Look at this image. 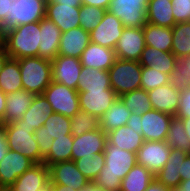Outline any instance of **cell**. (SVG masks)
Listing matches in <instances>:
<instances>
[{
	"instance_id": "14",
	"label": "cell",
	"mask_w": 190,
	"mask_h": 191,
	"mask_svg": "<svg viewBox=\"0 0 190 191\" xmlns=\"http://www.w3.org/2000/svg\"><path fill=\"white\" fill-rule=\"evenodd\" d=\"M173 116L151 109L141 115L144 141H165Z\"/></svg>"
},
{
	"instance_id": "9",
	"label": "cell",
	"mask_w": 190,
	"mask_h": 191,
	"mask_svg": "<svg viewBox=\"0 0 190 191\" xmlns=\"http://www.w3.org/2000/svg\"><path fill=\"white\" fill-rule=\"evenodd\" d=\"M170 152L166 141H144L136 153L137 164L156 175L169 159Z\"/></svg>"
},
{
	"instance_id": "1",
	"label": "cell",
	"mask_w": 190,
	"mask_h": 191,
	"mask_svg": "<svg viewBox=\"0 0 190 191\" xmlns=\"http://www.w3.org/2000/svg\"><path fill=\"white\" fill-rule=\"evenodd\" d=\"M105 165L93 181L110 191H119L121 181L136 165V153L120 149L108 141L104 150Z\"/></svg>"
},
{
	"instance_id": "39",
	"label": "cell",
	"mask_w": 190,
	"mask_h": 191,
	"mask_svg": "<svg viewBox=\"0 0 190 191\" xmlns=\"http://www.w3.org/2000/svg\"><path fill=\"white\" fill-rule=\"evenodd\" d=\"M165 141L170 148L190 153V140H188L184 124L176 116L172 118Z\"/></svg>"
},
{
	"instance_id": "24",
	"label": "cell",
	"mask_w": 190,
	"mask_h": 191,
	"mask_svg": "<svg viewBox=\"0 0 190 191\" xmlns=\"http://www.w3.org/2000/svg\"><path fill=\"white\" fill-rule=\"evenodd\" d=\"M52 113V108L45 96L43 94L35 95L32 104L23 114L22 118L12 123L15 126H27L37 130L44 125V122Z\"/></svg>"
},
{
	"instance_id": "44",
	"label": "cell",
	"mask_w": 190,
	"mask_h": 191,
	"mask_svg": "<svg viewBox=\"0 0 190 191\" xmlns=\"http://www.w3.org/2000/svg\"><path fill=\"white\" fill-rule=\"evenodd\" d=\"M169 83L178 90L190 87L189 69L182 59H178L176 68L169 75Z\"/></svg>"
},
{
	"instance_id": "10",
	"label": "cell",
	"mask_w": 190,
	"mask_h": 191,
	"mask_svg": "<svg viewBox=\"0 0 190 191\" xmlns=\"http://www.w3.org/2000/svg\"><path fill=\"white\" fill-rule=\"evenodd\" d=\"M107 143V133L100 128L73 136L71 160L75 161L81 157L93 158L94 155L104 152Z\"/></svg>"
},
{
	"instance_id": "38",
	"label": "cell",
	"mask_w": 190,
	"mask_h": 191,
	"mask_svg": "<svg viewBox=\"0 0 190 191\" xmlns=\"http://www.w3.org/2000/svg\"><path fill=\"white\" fill-rule=\"evenodd\" d=\"M118 98L133 114L142 115L152 109L149 94L142 88L122 94Z\"/></svg>"
},
{
	"instance_id": "62",
	"label": "cell",
	"mask_w": 190,
	"mask_h": 191,
	"mask_svg": "<svg viewBox=\"0 0 190 191\" xmlns=\"http://www.w3.org/2000/svg\"><path fill=\"white\" fill-rule=\"evenodd\" d=\"M167 191H182V190L178 187H174V188H168Z\"/></svg>"
},
{
	"instance_id": "13",
	"label": "cell",
	"mask_w": 190,
	"mask_h": 191,
	"mask_svg": "<svg viewBox=\"0 0 190 191\" xmlns=\"http://www.w3.org/2000/svg\"><path fill=\"white\" fill-rule=\"evenodd\" d=\"M35 163L20 152L9 150L0 161V187L9 188Z\"/></svg>"
},
{
	"instance_id": "28",
	"label": "cell",
	"mask_w": 190,
	"mask_h": 191,
	"mask_svg": "<svg viewBox=\"0 0 190 191\" xmlns=\"http://www.w3.org/2000/svg\"><path fill=\"white\" fill-rule=\"evenodd\" d=\"M107 141L123 150L137 153L144 143L142 134L136 133L127 125L121 126L107 133Z\"/></svg>"
},
{
	"instance_id": "49",
	"label": "cell",
	"mask_w": 190,
	"mask_h": 191,
	"mask_svg": "<svg viewBox=\"0 0 190 191\" xmlns=\"http://www.w3.org/2000/svg\"><path fill=\"white\" fill-rule=\"evenodd\" d=\"M182 181L190 179V153L186 156L179 170Z\"/></svg>"
},
{
	"instance_id": "63",
	"label": "cell",
	"mask_w": 190,
	"mask_h": 191,
	"mask_svg": "<svg viewBox=\"0 0 190 191\" xmlns=\"http://www.w3.org/2000/svg\"><path fill=\"white\" fill-rule=\"evenodd\" d=\"M0 191H9V188L0 187Z\"/></svg>"
},
{
	"instance_id": "41",
	"label": "cell",
	"mask_w": 190,
	"mask_h": 191,
	"mask_svg": "<svg viewBox=\"0 0 190 191\" xmlns=\"http://www.w3.org/2000/svg\"><path fill=\"white\" fill-rule=\"evenodd\" d=\"M74 162L89 182H93L105 165L104 152L94 155L93 158L81 157Z\"/></svg>"
},
{
	"instance_id": "55",
	"label": "cell",
	"mask_w": 190,
	"mask_h": 191,
	"mask_svg": "<svg viewBox=\"0 0 190 191\" xmlns=\"http://www.w3.org/2000/svg\"><path fill=\"white\" fill-rule=\"evenodd\" d=\"M52 3H56V4H63V5H74V7H81L82 4V0H50Z\"/></svg>"
},
{
	"instance_id": "8",
	"label": "cell",
	"mask_w": 190,
	"mask_h": 191,
	"mask_svg": "<svg viewBox=\"0 0 190 191\" xmlns=\"http://www.w3.org/2000/svg\"><path fill=\"white\" fill-rule=\"evenodd\" d=\"M150 0H111L107 11L120 19L124 27L142 28L147 23Z\"/></svg>"
},
{
	"instance_id": "57",
	"label": "cell",
	"mask_w": 190,
	"mask_h": 191,
	"mask_svg": "<svg viewBox=\"0 0 190 191\" xmlns=\"http://www.w3.org/2000/svg\"><path fill=\"white\" fill-rule=\"evenodd\" d=\"M78 191H110L104 187L96 185L94 182H90L86 187L81 188Z\"/></svg>"
},
{
	"instance_id": "26",
	"label": "cell",
	"mask_w": 190,
	"mask_h": 191,
	"mask_svg": "<svg viewBox=\"0 0 190 191\" xmlns=\"http://www.w3.org/2000/svg\"><path fill=\"white\" fill-rule=\"evenodd\" d=\"M187 155L185 151L171 148L169 159L155 178L167 188L179 187L182 181L179 170Z\"/></svg>"
},
{
	"instance_id": "54",
	"label": "cell",
	"mask_w": 190,
	"mask_h": 191,
	"mask_svg": "<svg viewBox=\"0 0 190 191\" xmlns=\"http://www.w3.org/2000/svg\"><path fill=\"white\" fill-rule=\"evenodd\" d=\"M6 104V94L0 90V124L3 125L5 105Z\"/></svg>"
},
{
	"instance_id": "61",
	"label": "cell",
	"mask_w": 190,
	"mask_h": 191,
	"mask_svg": "<svg viewBox=\"0 0 190 191\" xmlns=\"http://www.w3.org/2000/svg\"><path fill=\"white\" fill-rule=\"evenodd\" d=\"M182 60L186 63V66H187V69H189V75H190V55L184 57Z\"/></svg>"
},
{
	"instance_id": "19",
	"label": "cell",
	"mask_w": 190,
	"mask_h": 191,
	"mask_svg": "<svg viewBox=\"0 0 190 191\" xmlns=\"http://www.w3.org/2000/svg\"><path fill=\"white\" fill-rule=\"evenodd\" d=\"M62 31L47 17L40 20V43L38 56L53 61L58 56Z\"/></svg>"
},
{
	"instance_id": "58",
	"label": "cell",
	"mask_w": 190,
	"mask_h": 191,
	"mask_svg": "<svg viewBox=\"0 0 190 191\" xmlns=\"http://www.w3.org/2000/svg\"><path fill=\"white\" fill-rule=\"evenodd\" d=\"M10 58V56L8 55V53L6 52L4 46L2 44H0V72L4 66V64L6 63V61Z\"/></svg>"
},
{
	"instance_id": "3",
	"label": "cell",
	"mask_w": 190,
	"mask_h": 191,
	"mask_svg": "<svg viewBox=\"0 0 190 191\" xmlns=\"http://www.w3.org/2000/svg\"><path fill=\"white\" fill-rule=\"evenodd\" d=\"M19 61L23 90L34 95L43 94L52 82L51 61L39 56L17 59Z\"/></svg>"
},
{
	"instance_id": "64",
	"label": "cell",
	"mask_w": 190,
	"mask_h": 191,
	"mask_svg": "<svg viewBox=\"0 0 190 191\" xmlns=\"http://www.w3.org/2000/svg\"><path fill=\"white\" fill-rule=\"evenodd\" d=\"M40 191H51V190H50L49 185H48L45 189H42Z\"/></svg>"
},
{
	"instance_id": "35",
	"label": "cell",
	"mask_w": 190,
	"mask_h": 191,
	"mask_svg": "<svg viewBox=\"0 0 190 191\" xmlns=\"http://www.w3.org/2000/svg\"><path fill=\"white\" fill-rule=\"evenodd\" d=\"M73 135L53 139L50 152L44 157L43 163L48 167L58 162L71 161Z\"/></svg>"
},
{
	"instance_id": "50",
	"label": "cell",
	"mask_w": 190,
	"mask_h": 191,
	"mask_svg": "<svg viewBox=\"0 0 190 191\" xmlns=\"http://www.w3.org/2000/svg\"><path fill=\"white\" fill-rule=\"evenodd\" d=\"M15 0H0V25L5 21L10 12L11 4Z\"/></svg>"
},
{
	"instance_id": "42",
	"label": "cell",
	"mask_w": 190,
	"mask_h": 191,
	"mask_svg": "<svg viewBox=\"0 0 190 191\" xmlns=\"http://www.w3.org/2000/svg\"><path fill=\"white\" fill-rule=\"evenodd\" d=\"M106 11L96 6L82 5L79 12L80 27L91 32L99 25Z\"/></svg>"
},
{
	"instance_id": "11",
	"label": "cell",
	"mask_w": 190,
	"mask_h": 191,
	"mask_svg": "<svg viewBox=\"0 0 190 191\" xmlns=\"http://www.w3.org/2000/svg\"><path fill=\"white\" fill-rule=\"evenodd\" d=\"M145 46L144 27H124L115 47L116 58L139 61Z\"/></svg>"
},
{
	"instance_id": "29",
	"label": "cell",
	"mask_w": 190,
	"mask_h": 191,
	"mask_svg": "<svg viewBox=\"0 0 190 191\" xmlns=\"http://www.w3.org/2000/svg\"><path fill=\"white\" fill-rule=\"evenodd\" d=\"M78 92L112 90L108 71L83 67L78 77Z\"/></svg>"
},
{
	"instance_id": "37",
	"label": "cell",
	"mask_w": 190,
	"mask_h": 191,
	"mask_svg": "<svg viewBox=\"0 0 190 191\" xmlns=\"http://www.w3.org/2000/svg\"><path fill=\"white\" fill-rule=\"evenodd\" d=\"M172 50L178 58L183 59L190 55V21L176 23L172 27Z\"/></svg>"
},
{
	"instance_id": "4",
	"label": "cell",
	"mask_w": 190,
	"mask_h": 191,
	"mask_svg": "<svg viewBox=\"0 0 190 191\" xmlns=\"http://www.w3.org/2000/svg\"><path fill=\"white\" fill-rule=\"evenodd\" d=\"M108 73L111 89L118 97L140 88L142 66L139 61L116 59Z\"/></svg>"
},
{
	"instance_id": "12",
	"label": "cell",
	"mask_w": 190,
	"mask_h": 191,
	"mask_svg": "<svg viewBox=\"0 0 190 191\" xmlns=\"http://www.w3.org/2000/svg\"><path fill=\"white\" fill-rule=\"evenodd\" d=\"M123 30L122 21L106 11L99 25L90 32V42L115 49Z\"/></svg>"
},
{
	"instance_id": "17",
	"label": "cell",
	"mask_w": 190,
	"mask_h": 191,
	"mask_svg": "<svg viewBox=\"0 0 190 191\" xmlns=\"http://www.w3.org/2000/svg\"><path fill=\"white\" fill-rule=\"evenodd\" d=\"M117 98L118 96L113 90L78 92L80 110L96 116L99 119Z\"/></svg>"
},
{
	"instance_id": "60",
	"label": "cell",
	"mask_w": 190,
	"mask_h": 191,
	"mask_svg": "<svg viewBox=\"0 0 190 191\" xmlns=\"http://www.w3.org/2000/svg\"><path fill=\"white\" fill-rule=\"evenodd\" d=\"M182 191H190V179L181 181L179 187Z\"/></svg>"
},
{
	"instance_id": "22",
	"label": "cell",
	"mask_w": 190,
	"mask_h": 191,
	"mask_svg": "<svg viewBox=\"0 0 190 191\" xmlns=\"http://www.w3.org/2000/svg\"><path fill=\"white\" fill-rule=\"evenodd\" d=\"M90 43V32L82 27L70 29L61 34L58 55L79 58Z\"/></svg>"
},
{
	"instance_id": "27",
	"label": "cell",
	"mask_w": 190,
	"mask_h": 191,
	"mask_svg": "<svg viewBox=\"0 0 190 191\" xmlns=\"http://www.w3.org/2000/svg\"><path fill=\"white\" fill-rule=\"evenodd\" d=\"M34 94L26 90H18L6 94V106L3 124L21 119L34 99Z\"/></svg>"
},
{
	"instance_id": "36",
	"label": "cell",
	"mask_w": 190,
	"mask_h": 191,
	"mask_svg": "<svg viewBox=\"0 0 190 191\" xmlns=\"http://www.w3.org/2000/svg\"><path fill=\"white\" fill-rule=\"evenodd\" d=\"M35 132H40V134H47L50 138L53 139L63 137L64 135H72L71 118L53 112L44 122V125L37 129Z\"/></svg>"
},
{
	"instance_id": "2",
	"label": "cell",
	"mask_w": 190,
	"mask_h": 191,
	"mask_svg": "<svg viewBox=\"0 0 190 191\" xmlns=\"http://www.w3.org/2000/svg\"><path fill=\"white\" fill-rule=\"evenodd\" d=\"M40 21L19 25L2 32L1 44L12 59L38 56Z\"/></svg>"
},
{
	"instance_id": "30",
	"label": "cell",
	"mask_w": 190,
	"mask_h": 191,
	"mask_svg": "<svg viewBox=\"0 0 190 191\" xmlns=\"http://www.w3.org/2000/svg\"><path fill=\"white\" fill-rule=\"evenodd\" d=\"M171 0H150L147 7V23L172 28L176 22Z\"/></svg>"
},
{
	"instance_id": "53",
	"label": "cell",
	"mask_w": 190,
	"mask_h": 191,
	"mask_svg": "<svg viewBox=\"0 0 190 191\" xmlns=\"http://www.w3.org/2000/svg\"><path fill=\"white\" fill-rule=\"evenodd\" d=\"M168 188L160 183L156 178L148 185L145 191H167Z\"/></svg>"
},
{
	"instance_id": "20",
	"label": "cell",
	"mask_w": 190,
	"mask_h": 191,
	"mask_svg": "<svg viewBox=\"0 0 190 191\" xmlns=\"http://www.w3.org/2000/svg\"><path fill=\"white\" fill-rule=\"evenodd\" d=\"M152 109L176 116L181 91L170 83L148 91Z\"/></svg>"
},
{
	"instance_id": "16",
	"label": "cell",
	"mask_w": 190,
	"mask_h": 191,
	"mask_svg": "<svg viewBox=\"0 0 190 191\" xmlns=\"http://www.w3.org/2000/svg\"><path fill=\"white\" fill-rule=\"evenodd\" d=\"M52 64V81L77 90L82 65L79 58L58 55Z\"/></svg>"
},
{
	"instance_id": "51",
	"label": "cell",
	"mask_w": 190,
	"mask_h": 191,
	"mask_svg": "<svg viewBox=\"0 0 190 191\" xmlns=\"http://www.w3.org/2000/svg\"><path fill=\"white\" fill-rule=\"evenodd\" d=\"M8 151V145L6 141V132L4 127L0 126V161L6 155Z\"/></svg>"
},
{
	"instance_id": "33",
	"label": "cell",
	"mask_w": 190,
	"mask_h": 191,
	"mask_svg": "<svg viewBox=\"0 0 190 191\" xmlns=\"http://www.w3.org/2000/svg\"><path fill=\"white\" fill-rule=\"evenodd\" d=\"M154 179L153 173L136 163L121 181L119 191H145Z\"/></svg>"
},
{
	"instance_id": "31",
	"label": "cell",
	"mask_w": 190,
	"mask_h": 191,
	"mask_svg": "<svg viewBox=\"0 0 190 191\" xmlns=\"http://www.w3.org/2000/svg\"><path fill=\"white\" fill-rule=\"evenodd\" d=\"M130 116V110L117 98L99 119L100 129L105 133L115 130L126 125Z\"/></svg>"
},
{
	"instance_id": "48",
	"label": "cell",
	"mask_w": 190,
	"mask_h": 191,
	"mask_svg": "<svg viewBox=\"0 0 190 191\" xmlns=\"http://www.w3.org/2000/svg\"><path fill=\"white\" fill-rule=\"evenodd\" d=\"M140 121L141 115L131 113V116L129 117L126 125L132 128L136 133L142 134Z\"/></svg>"
},
{
	"instance_id": "46",
	"label": "cell",
	"mask_w": 190,
	"mask_h": 191,
	"mask_svg": "<svg viewBox=\"0 0 190 191\" xmlns=\"http://www.w3.org/2000/svg\"><path fill=\"white\" fill-rule=\"evenodd\" d=\"M176 117H190V87L181 90Z\"/></svg>"
},
{
	"instance_id": "5",
	"label": "cell",
	"mask_w": 190,
	"mask_h": 191,
	"mask_svg": "<svg viewBox=\"0 0 190 191\" xmlns=\"http://www.w3.org/2000/svg\"><path fill=\"white\" fill-rule=\"evenodd\" d=\"M47 0H15L10 12L0 25L1 33L9 28L39 22L46 16Z\"/></svg>"
},
{
	"instance_id": "47",
	"label": "cell",
	"mask_w": 190,
	"mask_h": 191,
	"mask_svg": "<svg viewBox=\"0 0 190 191\" xmlns=\"http://www.w3.org/2000/svg\"><path fill=\"white\" fill-rule=\"evenodd\" d=\"M34 137L39 146L40 163H42L44 157L50 152L53 138H50L47 134H40V132H34Z\"/></svg>"
},
{
	"instance_id": "59",
	"label": "cell",
	"mask_w": 190,
	"mask_h": 191,
	"mask_svg": "<svg viewBox=\"0 0 190 191\" xmlns=\"http://www.w3.org/2000/svg\"><path fill=\"white\" fill-rule=\"evenodd\" d=\"M180 118L184 124L188 140H190V117H177Z\"/></svg>"
},
{
	"instance_id": "25",
	"label": "cell",
	"mask_w": 190,
	"mask_h": 191,
	"mask_svg": "<svg viewBox=\"0 0 190 191\" xmlns=\"http://www.w3.org/2000/svg\"><path fill=\"white\" fill-rule=\"evenodd\" d=\"M178 58L172 52H164L152 46H145L139 63L168 75L176 68Z\"/></svg>"
},
{
	"instance_id": "52",
	"label": "cell",
	"mask_w": 190,
	"mask_h": 191,
	"mask_svg": "<svg viewBox=\"0 0 190 191\" xmlns=\"http://www.w3.org/2000/svg\"><path fill=\"white\" fill-rule=\"evenodd\" d=\"M111 0H82L83 5L96 6L108 10Z\"/></svg>"
},
{
	"instance_id": "34",
	"label": "cell",
	"mask_w": 190,
	"mask_h": 191,
	"mask_svg": "<svg viewBox=\"0 0 190 191\" xmlns=\"http://www.w3.org/2000/svg\"><path fill=\"white\" fill-rule=\"evenodd\" d=\"M23 89L19 61L9 58L0 72V90L9 94Z\"/></svg>"
},
{
	"instance_id": "56",
	"label": "cell",
	"mask_w": 190,
	"mask_h": 191,
	"mask_svg": "<svg viewBox=\"0 0 190 191\" xmlns=\"http://www.w3.org/2000/svg\"><path fill=\"white\" fill-rule=\"evenodd\" d=\"M49 188L51 191H78L77 189L71 188L69 186L49 183Z\"/></svg>"
},
{
	"instance_id": "23",
	"label": "cell",
	"mask_w": 190,
	"mask_h": 191,
	"mask_svg": "<svg viewBox=\"0 0 190 191\" xmlns=\"http://www.w3.org/2000/svg\"><path fill=\"white\" fill-rule=\"evenodd\" d=\"M116 59L115 49L90 42L82 52L80 62L83 67L108 71Z\"/></svg>"
},
{
	"instance_id": "15",
	"label": "cell",
	"mask_w": 190,
	"mask_h": 191,
	"mask_svg": "<svg viewBox=\"0 0 190 191\" xmlns=\"http://www.w3.org/2000/svg\"><path fill=\"white\" fill-rule=\"evenodd\" d=\"M49 178V183L65 185L77 190L90 183L72 160L50 165Z\"/></svg>"
},
{
	"instance_id": "21",
	"label": "cell",
	"mask_w": 190,
	"mask_h": 191,
	"mask_svg": "<svg viewBox=\"0 0 190 191\" xmlns=\"http://www.w3.org/2000/svg\"><path fill=\"white\" fill-rule=\"evenodd\" d=\"M79 12L80 7L56 4L47 0L45 17L52 20L63 33L80 26Z\"/></svg>"
},
{
	"instance_id": "40",
	"label": "cell",
	"mask_w": 190,
	"mask_h": 191,
	"mask_svg": "<svg viewBox=\"0 0 190 191\" xmlns=\"http://www.w3.org/2000/svg\"><path fill=\"white\" fill-rule=\"evenodd\" d=\"M98 128H100L99 118L85 111L79 110L71 117V134L73 136H80Z\"/></svg>"
},
{
	"instance_id": "43",
	"label": "cell",
	"mask_w": 190,
	"mask_h": 191,
	"mask_svg": "<svg viewBox=\"0 0 190 191\" xmlns=\"http://www.w3.org/2000/svg\"><path fill=\"white\" fill-rule=\"evenodd\" d=\"M169 77L168 74L154 68L142 66L140 88L148 92L149 90L168 84Z\"/></svg>"
},
{
	"instance_id": "45",
	"label": "cell",
	"mask_w": 190,
	"mask_h": 191,
	"mask_svg": "<svg viewBox=\"0 0 190 191\" xmlns=\"http://www.w3.org/2000/svg\"><path fill=\"white\" fill-rule=\"evenodd\" d=\"M172 13L176 23L190 21V0H171Z\"/></svg>"
},
{
	"instance_id": "32",
	"label": "cell",
	"mask_w": 190,
	"mask_h": 191,
	"mask_svg": "<svg viewBox=\"0 0 190 191\" xmlns=\"http://www.w3.org/2000/svg\"><path fill=\"white\" fill-rule=\"evenodd\" d=\"M172 38V28L156 26L150 23H146L144 26L146 46H152L164 52H171Z\"/></svg>"
},
{
	"instance_id": "7",
	"label": "cell",
	"mask_w": 190,
	"mask_h": 191,
	"mask_svg": "<svg viewBox=\"0 0 190 191\" xmlns=\"http://www.w3.org/2000/svg\"><path fill=\"white\" fill-rule=\"evenodd\" d=\"M43 95L55 113L71 118L80 110L78 91L64 84L52 81Z\"/></svg>"
},
{
	"instance_id": "6",
	"label": "cell",
	"mask_w": 190,
	"mask_h": 191,
	"mask_svg": "<svg viewBox=\"0 0 190 191\" xmlns=\"http://www.w3.org/2000/svg\"><path fill=\"white\" fill-rule=\"evenodd\" d=\"M6 132L9 150L17 151L28 157L34 163H40V150L36 138L35 128L15 126L12 122L2 125Z\"/></svg>"
},
{
	"instance_id": "18",
	"label": "cell",
	"mask_w": 190,
	"mask_h": 191,
	"mask_svg": "<svg viewBox=\"0 0 190 191\" xmlns=\"http://www.w3.org/2000/svg\"><path fill=\"white\" fill-rule=\"evenodd\" d=\"M50 182L49 167L42 163H35L9 187V191H40Z\"/></svg>"
}]
</instances>
